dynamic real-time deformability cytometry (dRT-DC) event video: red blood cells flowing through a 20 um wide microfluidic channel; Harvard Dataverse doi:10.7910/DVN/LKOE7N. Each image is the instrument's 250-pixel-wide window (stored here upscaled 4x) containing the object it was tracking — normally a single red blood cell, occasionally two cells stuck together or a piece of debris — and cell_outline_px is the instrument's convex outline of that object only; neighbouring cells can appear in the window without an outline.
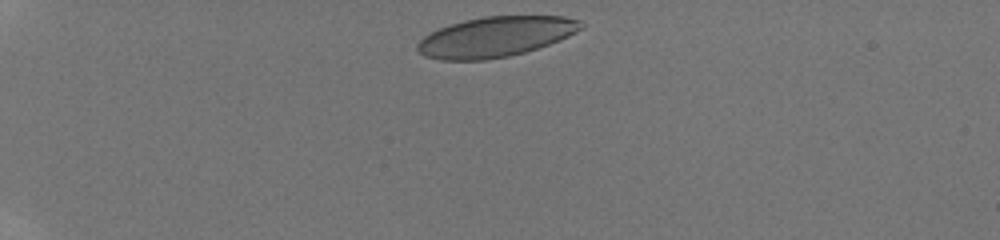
{"species": "human", "species_latin": "Homo sapiens", "temperature_condition": "room temperature", "stored_images_in_passage": 3, "camera_frame_rate_fps": 3000, "um_per_image_px": 0.085, "donor": {"sex": "male"}, "frame": {"image": 1, "passage_image": 1, "time_ms": 0.0, "image_size_px": [1000, 240], "cell_outline_px": [[584, 28], [560, 40], [524, 52], [508, 56], [484, 60], [440, 60], [424, 56], [416, 48], [416, 44], [424, 36], [440, 28], [464, 20], [484, 16], [564, 16], [580, 20], [584, 24]], "centroid_in_image_um": [42.13, 3.12], "position_along_channel_um": 42.9, "area_um2": 38.21}}